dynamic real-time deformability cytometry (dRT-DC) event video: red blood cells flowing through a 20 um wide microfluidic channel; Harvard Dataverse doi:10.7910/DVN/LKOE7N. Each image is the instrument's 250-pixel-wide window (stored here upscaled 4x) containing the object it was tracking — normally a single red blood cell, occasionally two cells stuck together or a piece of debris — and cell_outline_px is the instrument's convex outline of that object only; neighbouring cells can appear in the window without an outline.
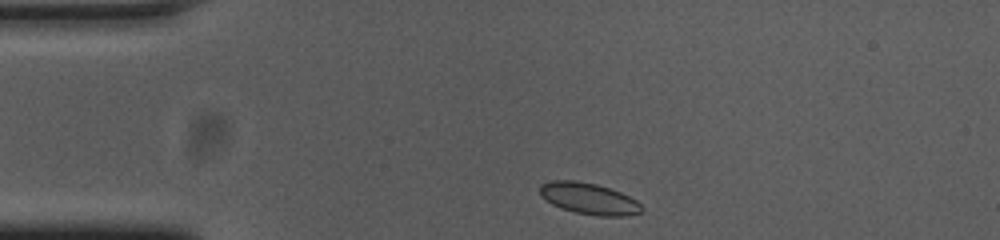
{"species": "common noctule bat (a hibernating species)", "species_latin": "Nyctalus noctula", "temperature_condition": "cold", "stored_images_in_passage": 36, "camera_frame_rate_fps": 3000, "um_per_image_px": 0.085, "animal": {"sex": "female", "body_mass_g": 23.0, "forearm_length_mm": 53.4}, "frame": {"image": 1, "passage_image": 1, "time_ms": 0.0, "image_size_px": [1000, 240], "cell_outline_px": [[644, 208], [640, 212], [624, 216], [596, 216], [576, 212], [560, 208], [552, 204], [540, 196], [540, 184], [552, 180], [576, 180], [596, 184], [620, 192], [636, 200]], "centroid_in_image_um": [50.03, 16.88], "position_along_channel_um": 35.0, "area_um2": 18.61}}
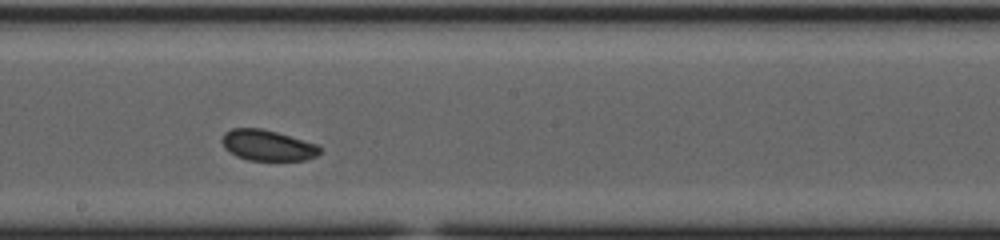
{"frame": {"image": 2, "passage_image": 20, "time_ms": 6.333, "image_size_px": [1000, 240], "cell_outline_px": [[320, 152], [316, 156], [304, 160], [248, 160], [236, 156], [224, 148], [220, 140], [224, 132], [232, 128], [260, 128], [276, 132], [316, 144], [320, 148]], "centroid_in_image_um": [22.68, 12.35], "position_along_channel_um": 225.5, "area_um2": 17.46}}
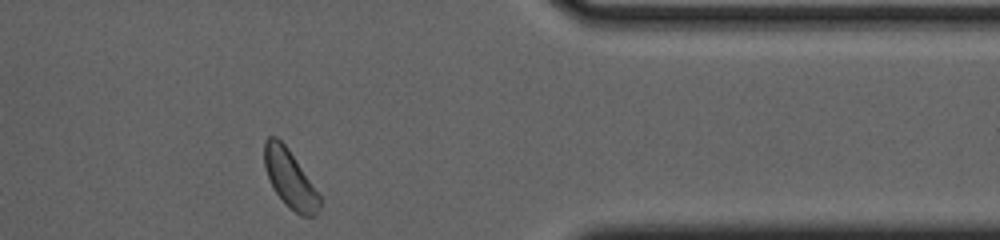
{"frame": {"image": 3, "passage_image": 35, "time_ms": 11.333, "image_size_px": [1000, 240], "cell_outline_px": [[320, 208], [316, 216], [300, 216], [284, 204], [276, 192], [268, 176], [264, 164], [264, 140], [268, 136], [276, 136], [288, 148], [320, 196]], "centroid_in_image_um": [24.64, 15.21], "position_along_channel_um": 386.8, "area_um2": 18.44}, "authors_computed_cell_mechanics": {"area_um2": 17.9469, "velocity_mm_per_s": 3.6171, "shape_relaxation_time_tau1_ms": 1.4882, "shape_relaxation_time_tau2_ms": 5.2173, "deformation_change_tau1": 0.0282, "deformation_change_tau2": 0.0753}}